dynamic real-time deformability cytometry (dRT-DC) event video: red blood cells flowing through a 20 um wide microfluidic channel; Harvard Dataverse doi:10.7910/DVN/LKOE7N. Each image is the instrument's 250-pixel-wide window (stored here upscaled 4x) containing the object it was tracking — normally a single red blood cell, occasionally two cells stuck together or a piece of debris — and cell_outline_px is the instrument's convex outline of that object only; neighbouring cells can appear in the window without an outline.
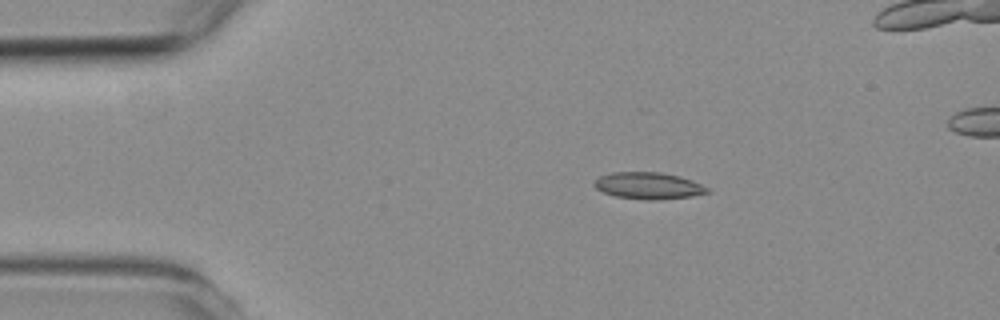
{"species": "common noctule bat (a hibernating species)", "species_latin": "Nyctalus noctula", "temperature_condition": "room temperature", "stored_images_in_passage": 4, "camera_frame_rate_fps": 3000, "um_per_image_px": 0.085, "animal": {"sex": "female", "body_mass_g": 19.3, "forearm_length_mm": 54.1}, "frame": {"image": 1, "passage_image": 2, "time_ms": 1.0, "image_size_px": [1000, 320], "cell_outline_px": [[708, 192], [692, 196], [652, 200], [648, 200], [616, 196], [604, 192], [596, 188], [592, 184], [600, 176], [612, 172], [660, 172], [680, 176], [692, 180], [708, 188]], "centroid_in_image_um": [55.1, 15.77], "position_along_channel_um": 29.9, "area_um2": 17.4}}